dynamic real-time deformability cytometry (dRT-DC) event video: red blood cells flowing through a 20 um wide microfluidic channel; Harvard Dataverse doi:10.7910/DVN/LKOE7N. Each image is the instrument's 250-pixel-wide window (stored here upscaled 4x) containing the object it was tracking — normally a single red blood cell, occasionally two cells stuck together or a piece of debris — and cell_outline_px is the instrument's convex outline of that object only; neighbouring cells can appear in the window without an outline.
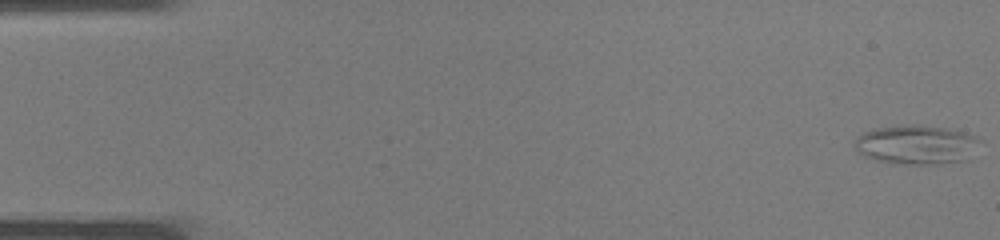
{"species": "common noctule bat (a hibernating species)", "species_latin": "Nyctalus noctula", "temperature_condition": "warm", "stored_images_in_passage": 37, "segment_of_instrument_passage": [1, 2], "camera_frame_rate_fps": 3000, "um_per_image_px": 0.085, "animal": {"sex": "male", "body_mass_g": 19.0, "forearm_length_mm": 50.8}, "frame": {"image": 1, "passage_image": 1, "time_ms": 0.0, "image_size_px": [1000, 240], "cell_outline_px": [[976, 140], [968, 160], [940, 164], [904, 164], [876, 160], [864, 156], [856, 148], [856, 136], [864, 132], [880, 128], [912, 124], [920, 124], [944, 128], [976, 136]], "centroid_in_image_um": [77.84, 12.31], "position_along_channel_um": 7.2, "area_um2": 27.92}}
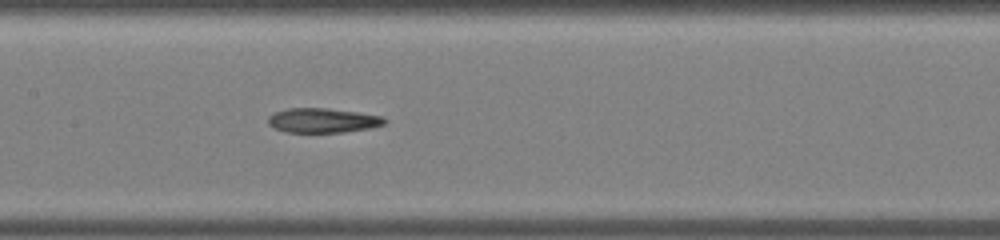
{"frame": {"image": 2, "passage_image": 19, "time_ms": 6.0, "image_size_px": [1000, 240], "cell_outline_px": [[388, 120], [384, 124], [368, 128], [344, 132], [288, 132], [276, 128], [268, 124], [268, 116], [276, 112], [288, 108], [328, 108], [384, 116]], "centroid_in_image_um": [27.45, 10.23], "position_along_channel_um": 179.9, "area_um2": 16.53}}
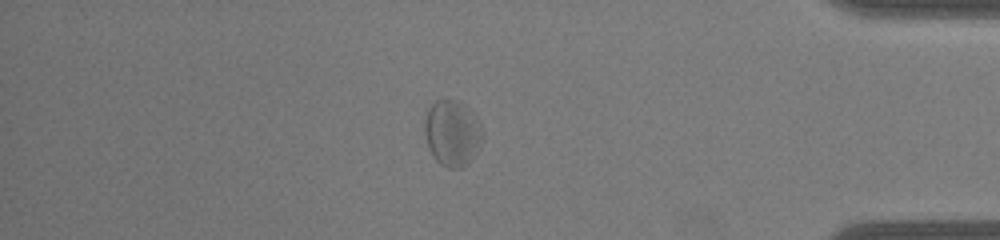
{"frame": {"image": 3, "passage_image": 33, "time_ms": 10.667, "image_size_px": [1000, 240], "cell_outline_px": [[484, 136], [480, 144], [468, 164], [464, 168], [448, 168], [440, 164], [432, 156], [428, 148], [424, 132], [424, 120], [428, 108], [436, 100], [456, 100], [464, 104], [476, 116], [484, 132]], "centroid_in_image_um": [38.43, 11.32], "position_along_channel_um": 396.8, "area_um2": 22.54}}